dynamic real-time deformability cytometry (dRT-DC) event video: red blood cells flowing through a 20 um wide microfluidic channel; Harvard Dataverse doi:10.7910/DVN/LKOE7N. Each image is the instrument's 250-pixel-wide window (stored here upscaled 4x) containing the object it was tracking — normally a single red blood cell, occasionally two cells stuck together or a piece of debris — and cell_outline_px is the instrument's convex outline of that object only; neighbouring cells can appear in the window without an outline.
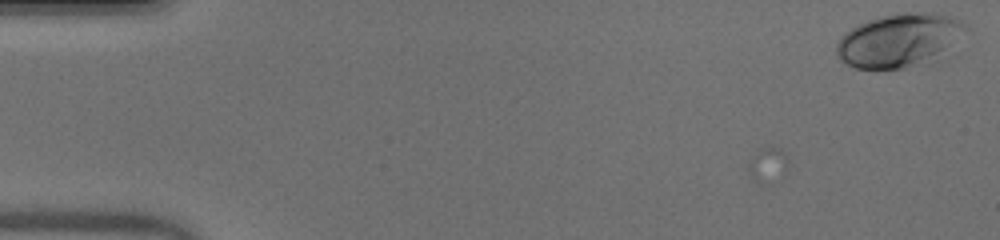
{"species": "human", "species_latin": "Homo sapiens", "temperature_condition": "warm", "stored_images_in_passage": 13, "camera_frame_rate_fps": 3000, "um_per_image_px": 0.085, "donor": {"sex": "male"}, "frame": {"image": 1, "passage_image": 1, "time_ms": 0.0, "image_size_px": [1000, 240], "cell_outline_px": [[968, 28], [940, 64], [904, 68], [856, 68], [840, 60], [836, 52], [836, 44], [840, 36], [852, 28], [868, 20], [880, 16], [904, 12], [932, 12], [952, 16], [964, 24]], "centroid_in_image_um": [76.54, 3.46], "position_along_channel_um": 8.5, "area_um2": 41.44}}